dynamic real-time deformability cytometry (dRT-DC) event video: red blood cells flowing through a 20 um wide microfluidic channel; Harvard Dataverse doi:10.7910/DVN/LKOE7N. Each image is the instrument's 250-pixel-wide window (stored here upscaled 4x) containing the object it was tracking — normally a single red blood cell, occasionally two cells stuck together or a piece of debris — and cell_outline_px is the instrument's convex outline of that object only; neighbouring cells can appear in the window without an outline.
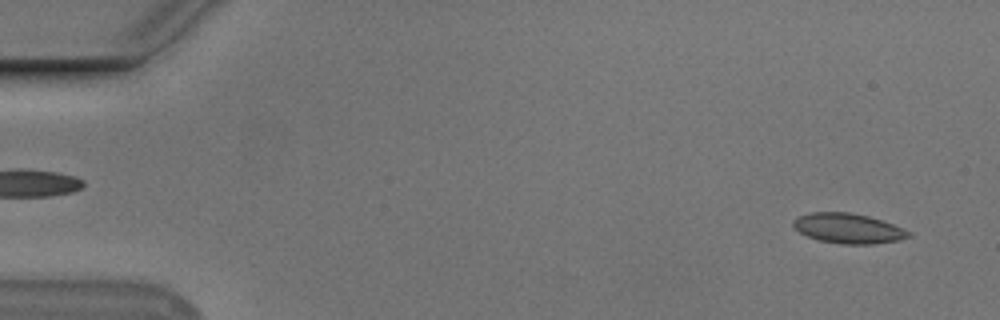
{"species": "Egyptian fruit bat (a non-hibernating species)", "species_latin": "Rousettus aegyptiacus", "temperature_condition": "cold", "stored_images_in_passage": 15, "camera_frame_rate_fps": 3000, "um_per_image_px": 0.085, "animal": {"sex": "male"}, "frame": {"image": 1, "passage_image": 3, "time_ms": 0.667, "image_size_px": [1000, 320], "cell_outline_px": [[912, 236], [900, 240], [872, 244], [840, 244], [820, 240], [808, 236], [800, 232], [792, 224], [792, 220], [796, 216], [812, 212], [848, 212], [868, 216], [904, 228], [912, 232]], "centroid_in_image_um": [72.11, 19.41], "position_along_channel_um": 12.9, "area_um2": 20.17}}
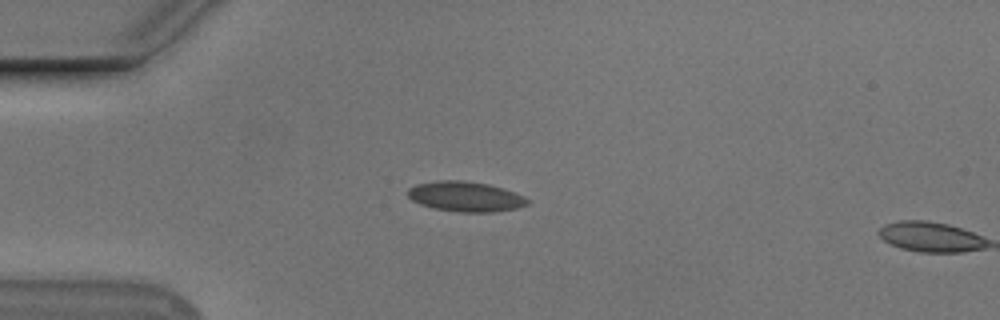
{"frame": {"image": 2, "passage_image": 14, "time_ms": 4.333, "image_size_px": [1000, 320], "cell_outline_px": [[532, 200], [528, 204], [516, 208], [496, 212], [456, 212], [432, 208], [420, 204], [412, 200], [408, 196], [408, 188], [416, 184], [436, 180], [460, 180], [488, 184], [524, 196]], "centroid_in_image_um": [39.55, 16.71], "position_along_channel_um": 45.5, "area_um2": 21.04}}